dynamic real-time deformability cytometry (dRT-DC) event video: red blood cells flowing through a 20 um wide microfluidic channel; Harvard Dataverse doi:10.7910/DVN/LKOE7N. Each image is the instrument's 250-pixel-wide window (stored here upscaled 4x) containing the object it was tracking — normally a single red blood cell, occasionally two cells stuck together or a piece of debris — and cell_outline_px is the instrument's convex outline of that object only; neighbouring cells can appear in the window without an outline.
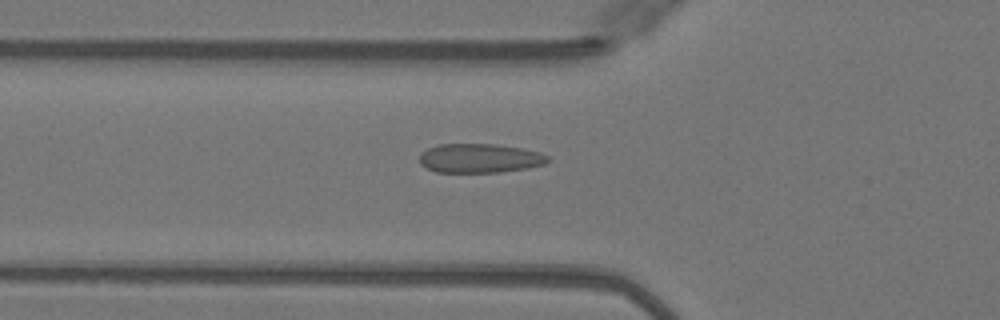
{"species": "Egyptian fruit bat (a non-hibernating species)", "species_latin": "Rousettus aegyptiacus", "temperature_condition": "warm", "stored_images_in_passage": 35, "camera_frame_rate_fps": 3000, "um_per_image_px": 0.085, "animal": {"sex": "female"}, "frame": {"image": 1, "passage_image": 3, "time_ms": 0.667, "image_size_px": [1000, 320], "cell_outline_px": [[548, 160], [544, 164], [528, 168], [500, 172], [436, 172], [420, 164], [420, 152], [436, 144], [496, 144], [520, 148], [540, 152], [548, 156]], "centroid_in_image_um": [40.75, 13.44], "position_along_channel_um": 85.0, "area_um2": 21.79}}
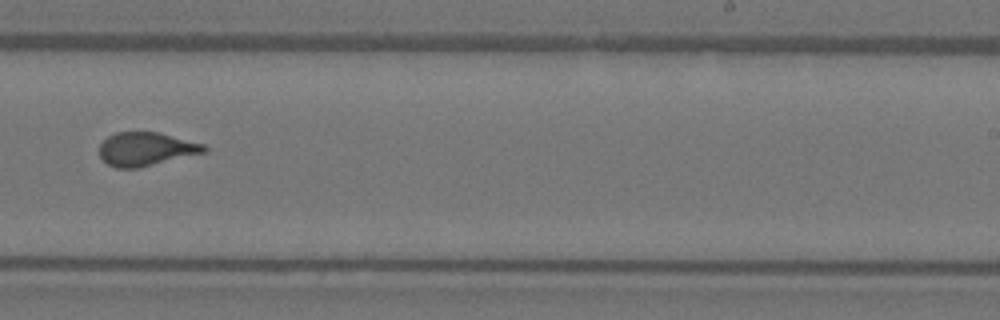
{"frame": {"image": 2, "passage_image": 17, "time_ms": 5.333, "image_size_px": [1000, 320], "cell_outline_px": [[208, 148], [204, 152], [140, 168], [116, 168], [108, 164], [100, 156], [100, 144], [108, 136], [116, 132], [160, 132], [204, 144]], "centroid_in_image_um": [12.4, 12.67], "position_along_channel_um": 276.6, "area_um2": 20.4}}
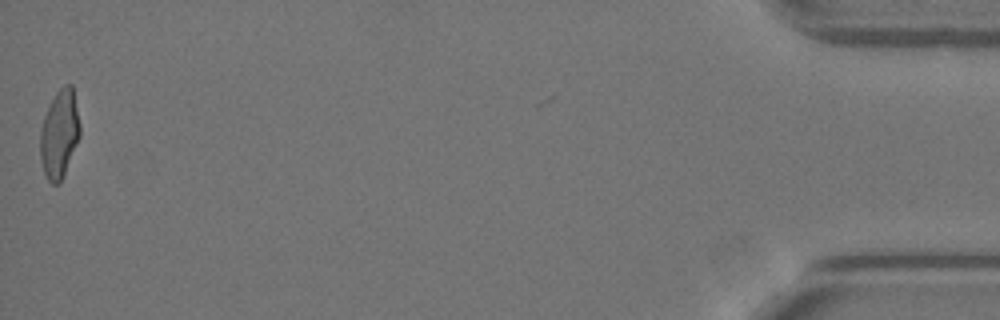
{"frame": {"image": 3, "passage_image": 35, "time_ms": 11.333, "image_size_px": [1000, 320], "cell_outline_px": [[80, 136], [60, 184], [52, 184], [48, 180], [44, 172], [40, 160], [40, 128], [44, 116], [56, 92], [64, 84], [72, 84], [80, 124]], "centroid_in_image_um": [5.04, 11.4], "position_along_channel_um": 430.2, "area_um2": 20.4}, "authors_computed_cell_mechanics": {"area_um2": 20.6346, "velocity_mm_per_s": 4.0948, "shape_relaxation_time_tau1_ms": 7.3603, "shape_relaxation_time_tau2_ms": null, "deformation_change_tau1": 0.2111, "deformation_change_tau2": null}}